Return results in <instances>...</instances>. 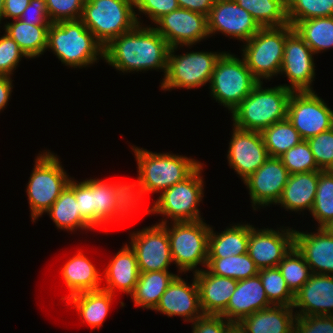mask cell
Returning <instances> with one entry per match:
<instances>
[{
	"mask_svg": "<svg viewBox=\"0 0 333 333\" xmlns=\"http://www.w3.org/2000/svg\"><path fill=\"white\" fill-rule=\"evenodd\" d=\"M170 46L154 27L137 24L104 47V60L122 72L167 70Z\"/></svg>",
	"mask_w": 333,
	"mask_h": 333,
	"instance_id": "6da1fadb",
	"label": "cell"
},
{
	"mask_svg": "<svg viewBox=\"0 0 333 333\" xmlns=\"http://www.w3.org/2000/svg\"><path fill=\"white\" fill-rule=\"evenodd\" d=\"M132 148L139 172L137 183L131 184V194L135 206L139 204L137 202L142 195L167 190L187 178L201 164L186 156L153 153L143 148ZM135 186H138V190Z\"/></svg>",
	"mask_w": 333,
	"mask_h": 333,
	"instance_id": "7a4b0ae2",
	"label": "cell"
},
{
	"mask_svg": "<svg viewBox=\"0 0 333 333\" xmlns=\"http://www.w3.org/2000/svg\"><path fill=\"white\" fill-rule=\"evenodd\" d=\"M47 48L65 65L85 67L104 57V47L93 33L79 20L51 23L48 29Z\"/></svg>",
	"mask_w": 333,
	"mask_h": 333,
	"instance_id": "3957f363",
	"label": "cell"
},
{
	"mask_svg": "<svg viewBox=\"0 0 333 333\" xmlns=\"http://www.w3.org/2000/svg\"><path fill=\"white\" fill-rule=\"evenodd\" d=\"M292 91L284 86L263 89L259 82L250 94L231 111L233 126L242 130L259 131L287 118Z\"/></svg>",
	"mask_w": 333,
	"mask_h": 333,
	"instance_id": "277c9868",
	"label": "cell"
},
{
	"mask_svg": "<svg viewBox=\"0 0 333 333\" xmlns=\"http://www.w3.org/2000/svg\"><path fill=\"white\" fill-rule=\"evenodd\" d=\"M134 0H85L81 21L105 47L140 24Z\"/></svg>",
	"mask_w": 333,
	"mask_h": 333,
	"instance_id": "5b68a950",
	"label": "cell"
},
{
	"mask_svg": "<svg viewBox=\"0 0 333 333\" xmlns=\"http://www.w3.org/2000/svg\"><path fill=\"white\" fill-rule=\"evenodd\" d=\"M293 30L290 24L280 27H261L244 45L243 58L259 82L261 79H270L280 74L286 37Z\"/></svg>",
	"mask_w": 333,
	"mask_h": 333,
	"instance_id": "8992f818",
	"label": "cell"
},
{
	"mask_svg": "<svg viewBox=\"0 0 333 333\" xmlns=\"http://www.w3.org/2000/svg\"><path fill=\"white\" fill-rule=\"evenodd\" d=\"M259 81L247 67L244 58L222 52L210 80L213 98L230 111L247 97Z\"/></svg>",
	"mask_w": 333,
	"mask_h": 333,
	"instance_id": "52a82bcc",
	"label": "cell"
},
{
	"mask_svg": "<svg viewBox=\"0 0 333 333\" xmlns=\"http://www.w3.org/2000/svg\"><path fill=\"white\" fill-rule=\"evenodd\" d=\"M56 156L45 152L36 158L26 191L33 222L50 209L70 181Z\"/></svg>",
	"mask_w": 333,
	"mask_h": 333,
	"instance_id": "ba28073f",
	"label": "cell"
},
{
	"mask_svg": "<svg viewBox=\"0 0 333 333\" xmlns=\"http://www.w3.org/2000/svg\"><path fill=\"white\" fill-rule=\"evenodd\" d=\"M168 232L173 262L179 271H192L198 264L207 266L209 225L203 220L174 222ZM168 227V228H167Z\"/></svg>",
	"mask_w": 333,
	"mask_h": 333,
	"instance_id": "9c48e42d",
	"label": "cell"
},
{
	"mask_svg": "<svg viewBox=\"0 0 333 333\" xmlns=\"http://www.w3.org/2000/svg\"><path fill=\"white\" fill-rule=\"evenodd\" d=\"M200 164L187 178L163 191L148 213H159L173 222L202 220L197 208L203 197V179Z\"/></svg>",
	"mask_w": 333,
	"mask_h": 333,
	"instance_id": "30bf717a",
	"label": "cell"
},
{
	"mask_svg": "<svg viewBox=\"0 0 333 333\" xmlns=\"http://www.w3.org/2000/svg\"><path fill=\"white\" fill-rule=\"evenodd\" d=\"M177 49L171 47L168 54L167 70L164 74L161 88H195L210 82L212 73L221 52H187L183 55H174Z\"/></svg>",
	"mask_w": 333,
	"mask_h": 333,
	"instance_id": "8fae6325",
	"label": "cell"
},
{
	"mask_svg": "<svg viewBox=\"0 0 333 333\" xmlns=\"http://www.w3.org/2000/svg\"><path fill=\"white\" fill-rule=\"evenodd\" d=\"M287 119L303 140L333 128V111L314 91L292 92Z\"/></svg>",
	"mask_w": 333,
	"mask_h": 333,
	"instance_id": "7c38bea8",
	"label": "cell"
},
{
	"mask_svg": "<svg viewBox=\"0 0 333 333\" xmlns=\"http://www.w3.org/2000/svg\"><path fill=\"white\" fill-rule=\"evenodd\" d=\"M92 228L118 221L136 209L131 185L91 179ZM132 210V211H131ZM119 217V218H118ZM118 218V220H117Z\"/></svg>",
	"mask_w": 333,
	"mask_h": 333,
	"instance_id": "4fadbf2b",
	"label": "cell"
},
{
	"mask_svg": "<svg viewBox=\"0 0 333 333\" xmlns=\"http://www.w3.org/2000/svg\"><path fill=\"white\" fill-rule=\"evenodd\" d=\"M167 221L144 228L131 235V248L135 252L140 272L165 271L173 262Z\"/></svg>",
	"mask_w": 333,
	"mask_h": 333,
	"instance_id": "5bb4252c",
	"label": "cell"
},
{
	"mask_svg": "<svg viewBox=\"0 0 333 333\" xmlns=\"http://www.w3.org/2000/svg\"><path fill=\"white\" fill-rule=\"evenodd\" d=\"M154 24H158L154 29L170 47L191 46L209 36L207 16L183 8L160 17Z\"/></svg>",
	"mask_w": 333,
	"mask_h": 333,
	"instance_id": "9a60e30c",
	"label": "cell"
},
{
	"mask_svg": "<svg viewBox=\"0 0 333 333\" xmlns=\"http://www.w3.org/2000/svg\"><path fill=\"white\" fill-rule=\"evenodd\" d=\"M313 51L293 30L284 45L280 72L285 74L291 85H282L292 92L313 91L311 83L315 77Z\"/></svg>",
	"mask_w": 333,
	"mask_h": 333,
	"instance_id": "2e32d148",
	"label": "cell"
},
{
	"mask_svg": "<svg viewBox=\"0 0 333 333\" xmlns=\"http://www.w3.org/2000/svg\"><path fill=\"white\" fill-rule=\"evenodd\" d=\"M280 231L254 227L250 230L247 253L259 270L277 267L295 246V230Z\"/></svg>",
	"mask_w": 333,
	"mask_h": 333,
	"instance_id": "e0dca14e",
	"label": "cell"
},
{
	"mask_svg": "<svg viewBox=\"0 0 333 333\" xmlns=\"http://www.w3.org/2000/svg\"><path fill=\"white\" fill-rule=\"evenodd\" d=\"M209 35L221 32L247 42L261 28L234 0H215L208 16Z\"/></svg>",
	"mask_w": 333,
	"mask_h": 333,
	"instance_id": "ac0fdd59",
	"label": "cell"
},
{
	"mask_svg": "<svg viewBox=\"0 0 333 333\" xmlns=\"http://www.w3.org/2000/svg\"><path fill=\"white\" fill-rule=\"evenodd\" d=\"M289 176L290 173L280 158L269 157L253 174L243 180L249 190L253 209L256 210L257 205L263 207L277 204Z\"/></svg>",
	"mask_w": 333,
	"mask_h": 333,
	"instance_id": "d6986e66",
	"label": "cell"
},
{
	"mask_svg": "<svg viewBox=\"0 0 333 333\" xmlns=\"http://www.w3.org/2000/svg\"><path fill=\"white\" fill-rule=\"evenodd\" d=\"M227 154L230 167L245 180L269 158L261 132L233 128Z\"/></svg>",
	"mask_w": 333,
	"mask_h": 333,
	"instance_id": "ffe728a7",
	"label": "cell"
},
{
	"mask_svg": "<svg viewBox=\"0 0 333 333\" xmlns=\"http://www.w3.org/2000/svg\"><path fill=\"white\" fill-rule=\"evenodd\" d=\"M292 308L301 309L300 312H294L296 317L333 315V274L312 273L294 294Z\"/></svg>",
	"mask_w": 333,
	"mask_h": 333,
	"instance_id": "44dd1931",
	"label": "cell"
},
{
	"mask_svg": "<svg viewBox=\"0 0 333 333\" xmlns=\"http://www.w3.org/2000/svg\"><path fill=\"white\" fill-rule=\"evenodd\" d=\"M170 316L185 317V321L194 322L202 317L199 290L194 280L191 285L187 284L180 276H176L170 283L165 293L154 309Z\"/></svg>",
	"mask_w": 333,
	"mask_h": 333,
	"instance_id": "7402d4cb",
	"label": "cell"
},
{
	"mask_svg": "<svg viewBox=\"0 0 333 333\" xmlns=\"http://www.w3.org/2000/svg\"><path fill=\"white\" fill-rule=\"evenodd\" d=\"M273 306L265 293L259 275L238 280L226 310L221 314L232 324H238L248 315Z\"/></svg>",
	"mask_w": 333,
	"mask_h": 333,
	"instance_id": "603a6c76",
	"label": "cell"
},
{
	"mask_svg": "<svg viewBox=\"0 0 333 333\" xmlns=\"http://www.w3.org/2000/svg\"><path fill=\"white\" fill-rule=\"evenodd\" d=\"M200 298V306L204 315H221L227 308L238 281L233 278L218 276L208 270H195Z\"/></svg>",
	"mask_w": 333,
	"mask_h": 333,
	"instance_id": "cb8c5ba5",
	"label": "cell"
},
{
	"mask_svg": "<svg viewBox=\"0 0 333 333\" xmlns=\"http://www.w3.org/2000/svg\"><path fill=\"white\" fill-rule=\"evenodd\" d=\"M295 247L304 256L312 273H333V236L324 229L318 227L314 234L295 230Z\"/></svg>",
	"mask_w": 333,
	"mask_h": 333,
	"instance_id": "d4e9b609",
	"label": "cell"
},
{
	"mask_svg": "<svg viewBox=\"0 0 333 333\" xmlns=\"http://www.w3.org/2000/svg\"><path fill=\"white\" fill-rule=\"evenodd\" d=\"M296 315L292 306H271L243 318L235 329L239 333H294Z\"/></svg>",
	"mask_w": 333,
	"mask_h": 333,
	"instance_id": "484cf974",
	"label": "cell"
},
{
	"mask_svg": "<svg viewBox=\"0 0 333 333\" xmlns=\"http://www.w3.org/2000/svg\"><path fill=\"white\" fill-rule=\"evenodd\" d=\"M139 274L135 252L126 244L108 264L104 273L107 286L101 288L112 294L118 288L131 295L138 282Z\"/></svg>",
	"mask_w": 333,
	"mask_h": 333,
	"instance_id": "4316f807",
	"label": "cell"
},
{
	"mask_svg": "<svg viewBox=\"0 0 333 333\" xmlns=\"http://www.w3.org/2000/svg\"><path fill=\"white\" fill-rule=\"evenodd\" d=\"M319 171L291 174L277 202L285 209L311 211L317 191Z\"/></svg>",
	"mask_w": 333,
	"mask_h": 333,
	"instance_id": "83f0119b",
	"label": "cell"
},
{
	"mask_svg": "<svg viewBox=\"0 0 333 333\" xmlns=\"http://www.w3.org/2000/svg\"><path fill=\"white\" fill-rule=\"evenodd\" d=\"M61 274L70 290V294L63 300L82 292L102 289L99 285L102 281L100 273L80 251L64 264Z\"/></svg>",
	"mask_w": 333,
	"mask_h": 333,
	"instance_id": "f1b7e54d",
	"label": "cell"
},
{
	"mask_svg": "<svg viewBox=\"0 0 333 333\" xmlns=\"http://www.w3.org/2000/svg\"><path fill=\"white\" fill-rule=\"evenodd\" d=\"M249 224H237L223 232L214 233L210 228L208 238V258H225L227 256L247 253L249 233L252 229Z\"/></svg>",
	"mask_w": 333,
	"mask_h": 333,
	"instance_id": "f546056e",
	"label": "cell"
},
{
	"mask_svg": "<svg viewBox=\"0 0 333 333\" xmlns=\"http://www.w3.org/2000/svg\"><path fill=\"white\" fill-rule=\"evenodd\" d=\"M112 298L111 292L100 289L73 295L66 300V304H74L83 322H87L90 328L98 329L108 314Z\"/></svg>",
	"mask_w": 333,
	"mask_h": 333,
	"instance_id": "4dcf8cb0",
	"label": "cell"
},
{
	"mask_svg": "<svg viewBox=\"0 0 333 333\" xmlns=\"http://www.w3.org/2000/svg\"><path fill=\"white\" fill-rule=\"evenodd\" d=\"M176 276L168 270L140 272L138 282L131 294L135 306L154 310Z\"/></svg>",
	"mask_w": 333,
	"mask_h": 333,
	"instance_id": "1f68e13d",
	"label": "cell"
},
{
	"mask_svg": "<svg viewBox=\"0 0 333 333\" xmlns=\"http://www.w3.org/2000/svg\"><path fill=\"white\" fill-rule=\"evenodd\" d=\"M50 25H32L20 19L5 24V33L18 43L27 58L37 57L47 49Z\"/></svg>",
	"mask_w": 333,
	"mask_h": 333,
	"instance_id": "d6a6232c",
	"label": "cell"
},
{
	"mask_svg": "<svg viewBox=\"0 0 333 333\" xmlns=\"http://www.w3.org/2000/svg\"><path fill=\"white\" fill-rule=\"evenodd\" d=\"M46 213H49L50 218L60 229L69 231L77 228L92 229L79 213L78 202L75 198V181L72 179Z\"/></svg>",
	"mask_w": 333,
	"mask_h": 333,
	"instance_id": "836d02e7",
	"label": "cell"
},
{
	"mask_svg": "<svg viewBox=\"0 0 333 333\" xmlns=\"http://www.w3.org/2000/svg\"><path fill=\"white\" fill-rule=\"evenodd\" d=\"M260 27L289 25L287 0H234Z\"/></svg>",
	"mask_w": 333,
	"mask_h": 333,
	"instance_id": "e575fe53",
	"label": "cell"
},
{
	"mask_svg": "<svg viewBox=\"0 0 333 333\" xmlns=\"http://www.w3.org/2000/svg\"><path fill=\"white\" fill-rule=\"evenodd\" d=\"M293 28L314 54L333 47V16L299 21Z\"/></svg>",
	"mask_w": 333,
	"mask_h": 333,
	"instance_id": "d590c367",
	"label": "cell"
},
{
	"mask_svg": "<svg viewBox=\"0 0 333 333\" xmlns=\"http://www.w3.org/2000/svg\"><path fill=\"white\" fill-rule=\"evenodd\" d=\"M261 135L269 157L280 158L289 149L303 141L287 118L263 129Z\"/></svg>",
	"mask_w": 333,
	"mask_h": 333,
	"instance_id": "8d00e7d4",
	"label": "cell"
},
{
	"mask_svg": "<svg viewBox=\"0 0 333 333\" xmlns=\"http://www.w3.org/2000/svg\"><path fill=\"white\" fill-rule=\"evenodd\" d=\"M207 269L218 276L243 280L258 275L259 269L248 253L225 258H207Z\"/></svg>",
	"mask_w": 333,
	"mask_h": 333,
	"instance_id": "74e56055",
	"label": "cell"
},
{
	"mask_svg": "<svg viewBox=\"0 0 333 333\" xmlns=\"http://www.w3.org/2000/svg\"><path fill=\"white\" fill-rule=\"evenodd\" d=\"M288 288L295 294L312 275L304 256L294 246L277 265Z\"/></svg>",
	"mask_w": 333,
	"mask_h": 333,
	"instance_id": "f35d334b",
	"label": "cell"
},
{
	"mask_svg": "<svg viewBox=\"0 0 333 333\" xmlns=\"http://www.w3.org/2000/svg\"><path fill=\"white\" fill-rule=\"evenodd\" d=\"M322 228L333 219V173L319 171L317 191L310 211Z\"/></svg>",
	"mask_w": 333,
	"mask_h": 333,
	"instance_id": "ab89813d",
	"label": "cell"
},
{
	"mask_svg": "<svg viewBox=\"0 0 333 333\" xmlns=\"http://www.w3.org/2000/svg\"><path fill=\"white\" fill-rule=\"evenodd\" d=\"M266 296L274 306H293L294 294L288 288L278 267L261 269L258 272Z\"/></svg>",
	"mask_w": 333,
	"mask_h": 333,
	"instance_id": "60d3db41",
	"label": "cell"
},
{
	"mask_svg": "<svg viewBox=\"0 0 333 333\" xmlns=\"http://www.w3.org/2000/svg\"><path fill=\"white\" fill-rule=\"evenodd\" d=\"M287 16L292 27L299 21L333 16V0H287Z\"/></svg>",
	"mask_w": 333,
	"mask_h": 333,
	"instance_id": "b9f144b4",
	"label": "cell"
},
{
	"mask_svg": "<svg viewBox=\"0 0 333 333\" xmlns=\"http://www.w3.org/2000/svg\"><path fill=\"white\" fill-rule=\"evenodd\" d=\"M280 159L289 171L290 175L311 171H321L316 164L314 155L307 140H303L296 146L289 149L280 157Z\"/></svg>",
	"mask_w": 333,
	"mask_h": 333,
	"instance_id": "7bdbcfd3",
	"label": "cell"
},
{
	"mask_svg": "<svg viewBox=\"0 0 333 333\" xmlns=\"http://www.w3.org/2000/svg\"><path fill=\"white\" fill-rule=\"evenodd\" d=\"M51 23L81 19L85 0H45Z\"/></svg>",
	"mask_w": 333,
	"mask_h": 333,
	"instance_id": "ee69618b",
	"label": "cell"
},
{
	"mask_svg": "<svg viewBox=\"0 0 333 333\" xmlns=\"http://www.w3.org/2000/svg\"><path fill=\"white\" fill-rule=\"evenodd\" d=\"M318 168L325 171L333 162V128L307 139Z\"/></svg>",
	"mask_w": 333,
	"mask_h": 333,
	"instance_id": "f6af8a7d",
	"label": "cell"
},
{
	"mask_svg": "<svg viewBox=\"0 0 333 333\" xmlns=\"http://www.w3.org/2000/svg\"><path fill=\"white\" fill-rule=\"evenodd\" d=\"M21 57H26V55L21 51L15 40L7 33L0 37V76L10 77Z\"/></svg>",
	"mask_w": 333,
	"mask_h": 333,
	"instance_id": "bcb514c9",
	"label": "cell"
},
{
	"mask_svg": "<svg viewBox=\"0 0 333 333\" xmlns=\"http://www.w3.org/2000/svg\"><path fill=\"white\" fill-rule=\"evenodd\" d=\"M294 333H333V315L296 317Z\"/></svg>",
	"mask_w": 333,
	"mask_h": 333,
	"instance_id": "7dc6e473",
	"label": "cell"
},
{
	"mask_svg": "<svg viewBox=\"0 0 333 333\" xmlns=\"http://www.w3.org/2000/svg\"><path fill=\"white\" fill-rule=\"evenodd\" d=\"M192 324V333H231L235 329V325L221 315H203Z\"/></svg>",
	"mask_w": 333,
	"mask_h": 333,
	"instance_id": "c3c4849f",
	"label": "cell"
},
{
	"mask_svg": "<svg viewBox=\"0 0 333 333\" xmlns=\"http://www.w3.org/2000/svg\"><path fill=\"white\" fill-rule=\"evenodd\" d=\"M134 8L147 14L155 23L160 17L179 8L177 0H134Z\"/></svg>",
	"mask_w": 333,
	"mask_h": 333,
	"instance_id": "681fc988",
	"label": "cell"
},
{
	"mask_svg": "<svg viewBox=\"0 0 333 333\" xmlns=\"http://www.w3.org/2000/svg\"><path fill=\"white\" fill-rule=\"evenodd\" d=\"M75 198L81 217L92 227L91 179L80 183L75 181Z\"/></svg>",
	"mask_w": 333,
	"mask_h": 333,
	"instance_id": "f907efd6",
	"label": "cell"
},
{
	"mask_svg": "<svg viewBox=\"0 0 333 333\" xmlns=\"http://www.w3.org/2000/svg\"><path fill=\"white\" fill-rule=\"evenodd\" d=\"M20 20L32 25H50L45 0H30Z\"/></svg>",
	"mask_w": 333,
	"mask_h": 333,
	"instance_id": "816d5d0a",
	"label": "cell"
},
{
	"mask_svg": "<svg viewBox=\"0 0 333 333\" xmlns=\"http://www.w3.org/2000/svg\"><path fill=\"white\" fill-rule=\"evenodd\" d=\"M215 0H177L179 8L208 16Z\"/></svg>",
	"mask_w": 333,
	"mask_h": 333,
	"instance_id": "f5cc1de1",
	"label": "cell"
},
{
	"mask_svg": "<svg viewBox=\"0 0 333 333\" xmlns=\"http://www.w3.org/2000/svg\"><path fill=\"white\" fill-rule=\"evenodd\" d=\"M30 0H4L3 15L5 18L20 19Z\"/></svg>",
	"mask_w": 333,
	"mask_h": 333,
	"instance_id": "db71d44e",
	"label": "cell"
},
{
	"mask_svg": "<svg viewBox=\"0 0 333 333\" xmlns=\"http://www.w3.org/2000/svg\"><path fill=\"white\" fill-rule=\"evenodd\" d=\"M12 81L9 76H0V111L8 103L12 92Z\"/></svg>",
	"mask_w": 333,
	"mask_h": 333,
	"instance_id": "11a10c76",
	"label": "cell"
},
{
	"mask_svg": "<svg viewBox=\"0 0 333 333\" xmlns=\"http://www.w3.org/2000/svg\"><path fill=\"white\" fill-rule=\"evenodd\" d=\"M322 229H324L329 235L333 236V219L327 222Z\"/></svg>",
	"mask_w": 333,
	"mask_h": 333,
	"instance_id": "9f6ffc18",
	"label": "cell"
},
{
	"mask_svg": "<svg viewBox=\"0 0 333 333\" xmlns=\"http://www.w3.org/2000/svg\"><path fill=\"white\" fill-rule=\"evenodd\" d=\"M3 10H4V0H0V22L2 18H4Z\"/></svg>",
	"mask_w": 333,
	"mask_h": 333,
	"instance_id": "6f0895ef",
	"label": "cell"
},
{
	"mask_svg": "<svg viewBox=\"0 0 333 333\" xmlns=\"http://www.w3.org/2000/svg\"><path fill=\"white\" fill-rule=\"evenodd\" d=\"M325 171L333 173V162H332V164Z\"/></svg>",
	"mask_w": 333,
	"mask_h": 333,
	"instance_id": "680465c9",
	"label": "cell"
},
{
	"mask_svg": "<svg viewBox=\"0 0 333 333\" xmlns=\"http://www.w3.org/2000/svg\"><path fill=\"white\" fill-rule=\"evenodd\" d=\"M231 333H239L236 329H234Z\"/></svg>",
	"mask_w": 333,
	"mask_h": 333,
	"instance_id": "91938a15",
	"label": "cell"
}]
</instances>
